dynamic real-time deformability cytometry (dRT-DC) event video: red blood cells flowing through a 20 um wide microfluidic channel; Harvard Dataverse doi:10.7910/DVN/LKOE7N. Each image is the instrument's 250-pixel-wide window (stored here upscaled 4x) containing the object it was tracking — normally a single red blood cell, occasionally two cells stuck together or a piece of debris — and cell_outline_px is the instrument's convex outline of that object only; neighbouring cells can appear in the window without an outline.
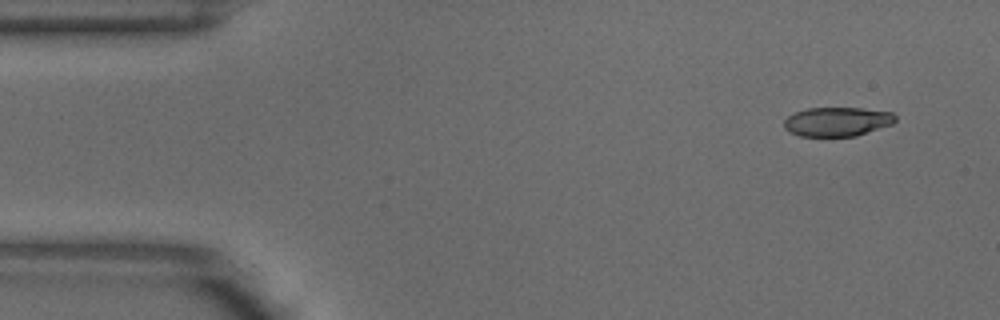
{"species": "common noctule bat (a hibernating species)", "species_latin": "Nyctalus noctula", "temperature_condition": "warm", "stored_images_in_passage": 5, "camera_frame_rate_fps": 3000, "um_per_image_px": 0.085, "animal": {"sex": "male", "body_mass_g": 18.8}, "frame": {"image": 1, "passage_image": 1, "time_ms": 0.0, "image_size_px": [1000, 320], "cell_outline_px": [[896, 120], [892, 124], [856, 136], [800, 136], [788, 132], [784, 128], [784, 120], [788, 116], [796, 112], [808, 108], [860, 108], [892, 112], [896, 116]], "centroid_in_image_um": [71.15, 10.34], "position_along_channel_um": 13.9, "area_um2": 18.9}}
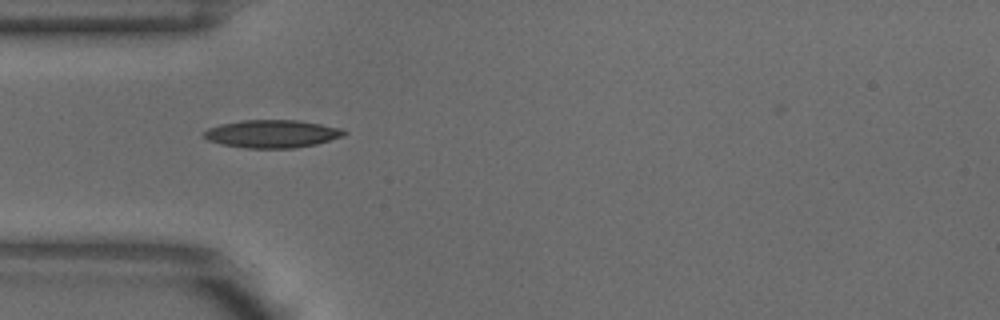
{"frame": {"image": 2, "passage_image": 4, "time_ms": 1.0, "image_size_px": [1000, 320], "cell_outline_px": [[348, 132], [344, 136], [316, 144], [292, 148], [244, 148], [220, 144], [208, 140], [204, 136], [204, 132], [208, 128], [220, 124], [240, 120], [296, 120], [344, 128]], "centroid_in_image_um": [23.14, 11.37], "position_along_channel_um": 61.9, "area_um2": 22.83}}